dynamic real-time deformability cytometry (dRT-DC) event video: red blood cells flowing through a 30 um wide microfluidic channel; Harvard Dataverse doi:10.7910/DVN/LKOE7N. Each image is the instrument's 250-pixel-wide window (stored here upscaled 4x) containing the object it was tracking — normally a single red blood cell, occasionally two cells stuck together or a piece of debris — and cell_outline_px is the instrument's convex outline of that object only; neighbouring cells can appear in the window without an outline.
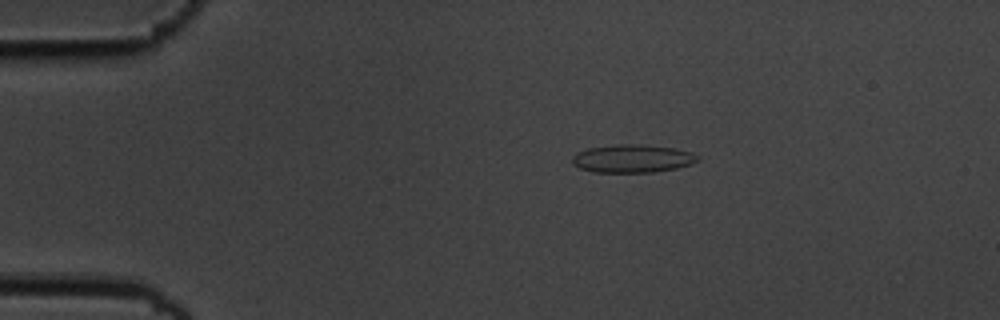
{"species": "common noctule bat (a hibernating species)", "species_latin": "Nyctalus noctula", "temperature_condition": "cold", "stored_images_in_passage": 5, "camera_frame_rate_fps": 3000, "um_per_image_px": 0.085, "animal": {"sex": "male", "body_mass_g": 19.5, "forearm_length_mm": 54.6}, "frame": {"image": 1, "passage_image": 4, "time_ms": 1.0, "image_size_px": [1000, 320], "cell_outline_px": [[700, 160], [692, 164], [676, 168], [652, 172], [592, 172], [580, 168], [572, 164], [572, 156], [576, 152], [588, 148], [620, 144], [644, 144], [676, 148], [692, 152], [700, 156]], "centroid_in_image_um": [53.78, 13.47], "position_along_channel_um": 31.2, "area_um2": 20.75}}